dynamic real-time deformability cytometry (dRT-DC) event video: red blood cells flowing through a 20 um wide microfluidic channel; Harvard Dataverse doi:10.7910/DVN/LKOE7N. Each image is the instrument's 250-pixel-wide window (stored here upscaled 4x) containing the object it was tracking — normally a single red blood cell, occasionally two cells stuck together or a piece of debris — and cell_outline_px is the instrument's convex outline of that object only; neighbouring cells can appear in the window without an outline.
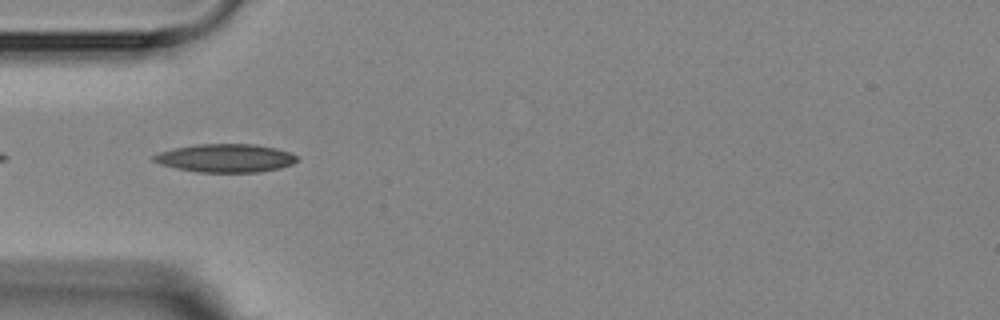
{"species": "Egyptian fruit bat (a non-hibernating species)", "species_latin": "Rousettus aegyptiacus", "temperature_condition": "room temperature", "stored_images_in_passage": 3, "camera_frame_rate_fps": 3000, "um_per_image_px": 0.085, "animal": {"sex": "female"}, "frame": {"image": 1, "passage_image": 3, "time_ms": 2.333, "image_size_px": [1000, 320], "cell_outline_px": [[300, 160], [292, 164], [280, 168], [260, 172], [200, 172], [176, 168], [160, 164], [152, 160], [152, 156], [160, 152], [176, 148], [196, 144], [256, 144], [276, 148], [292, 152], [300, 156]], "centroid_in_image_um": [19.25, 13.43], "position_along_channel_um": 65.8, "area_um2": 23.81}}